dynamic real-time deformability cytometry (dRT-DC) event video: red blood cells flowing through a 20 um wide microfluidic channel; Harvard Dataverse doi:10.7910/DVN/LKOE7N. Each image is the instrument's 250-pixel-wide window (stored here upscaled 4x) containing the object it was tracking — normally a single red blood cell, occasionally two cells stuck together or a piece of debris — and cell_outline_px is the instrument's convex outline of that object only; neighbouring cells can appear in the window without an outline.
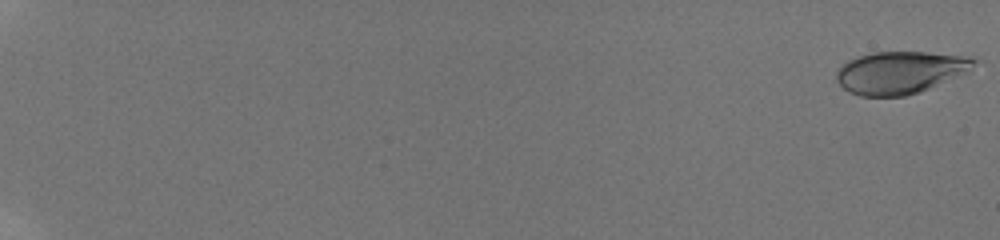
{"species": "human", "species_latin": "Homo sapiens", "temperature_condition": "room temperature", "stored_images_in_passage": 41, "camera_frame_rate_fps": 3000, "um_per_image_px": 0.085, "donor": {"sex": "male"}, "frame": {"image": 1, "passage_image": 1, "time_ms": 0.0, "image_size_px": [1000, 240], "cell_outline_px": [[980, 56], [972, 72], [920, 92], [904, 96], [860, 96], [848, 92], [836, 80], [836, 72], [848, 60], [872, 52], [924, 52]], "centroid_in_image_um": [76.64, 6.15], "position_along_channel_um": 8.4, "area_um2": 34.68}}
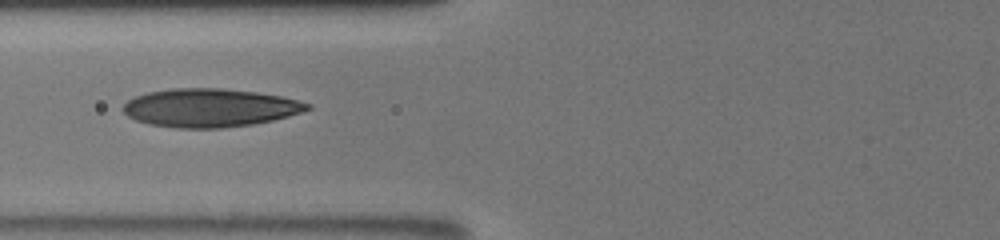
{"frame": {"image": 2, "passage_image": 23, "time_ms": 9.0, "image_size_px": [1000, 240], "cell_outline_px": [[312, 108], [288, 116], [272, 120], [252, 124], [220, 128], [176, 128], [148, 124], [136, 120], [128, 116], [120, 108], [128, 100], [136, 96], [148, 92], [172, 88], [220, 88], [256, 92], [280, 96], [312, 104]], "centroid_in_image_um": [17.8, 9.16], "position_along_channel_um": 108.0, "area_um2": 41.1}}
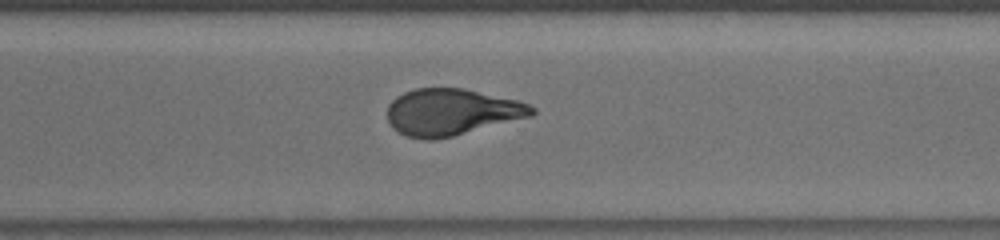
{"frame": {"image": 3, "passage_image": 40, "time_ms": 14.667, "image_size_px": [1000, 240], "cell_outline_px": [[536, 112], [532, 116], [452, 136], [432, 140], [424, 140], [404, 136], [392, 128], [388, 124], [388, 104], [396, 96], [404, 92], [416, 88], [464, 88], [516, 100], [528, 104], [536, 108]], "centroid_in_image_um": [38.34, 9.53], "position_along_channel_um": 332.3, "area_um2": 39.36}}